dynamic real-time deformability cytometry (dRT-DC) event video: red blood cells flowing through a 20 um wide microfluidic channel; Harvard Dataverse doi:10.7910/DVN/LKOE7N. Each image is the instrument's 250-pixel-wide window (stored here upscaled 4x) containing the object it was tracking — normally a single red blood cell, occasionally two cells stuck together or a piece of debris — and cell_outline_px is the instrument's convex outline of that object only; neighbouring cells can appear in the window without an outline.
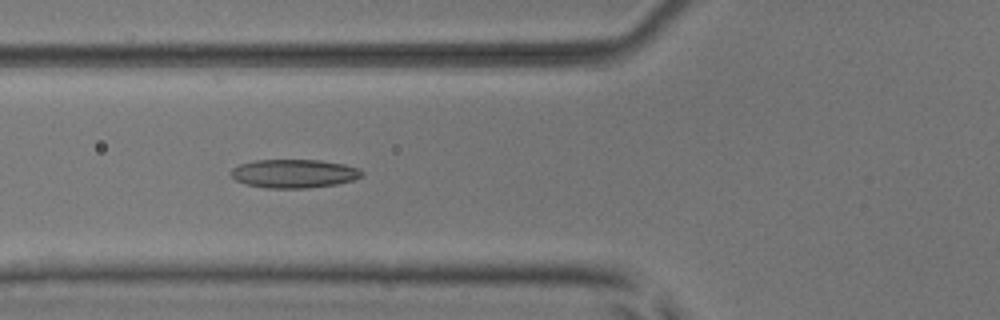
{"species": "common noctule bat (a hibernating species)", "species_latin": "Nyctalus noctula", "temperature_condition": "room temperature", "stored_images_in_passage": 3, "camera_frame_rate_fps": 3000, "um_per_image_px": 0.085, "animal": {"sex": "male", "body_mass_g": 17.9, "forearm_length_mm": 54.2}, "frame": {"image": 1, "passage_image": 3, "time_ms": 2.333, "image_size_px": [1000, 320], "cell_outline_px": [[364, 176], [352, 180], [336, 184], [308, 188], [264, 188], [248, 184], [236, 180], [232, 176], [232, 168], [240, 164], [256, 160], [320, 160], [344, 164], [360, 168], [364, 172]], "centroid_in_image_um": [25.04, 14.75], "position_along_channel_um": 100.8, "area_um2": 21.79}}